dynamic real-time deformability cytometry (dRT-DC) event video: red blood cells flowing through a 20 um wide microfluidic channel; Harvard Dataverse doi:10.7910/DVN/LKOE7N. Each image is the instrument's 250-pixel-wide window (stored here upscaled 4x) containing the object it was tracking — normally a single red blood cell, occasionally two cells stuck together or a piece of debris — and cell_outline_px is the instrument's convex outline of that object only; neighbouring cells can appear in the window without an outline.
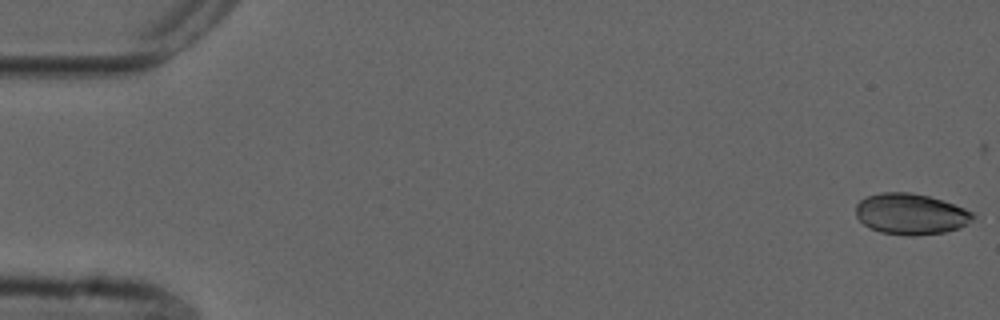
{"species": "common noctule bat (a hibernating species)", "species_latin": "Nyctalus noctula", "temperature_condition": "cold", "stored_images_in_passage": 19, "camera_frame_rate_fps": 3000, "um_per_image_px": 0.085, "animal": {"sex": "male", "forearm_length_mm": 52.5}, "frame": {"image": 1, "passage_image": 1, "time_ms": 0.0, "image_size_px": [1000, 320], "cell_outline_px": [[976, 216], [972, 220], [960, 228], [944, 232], [912, 236], [908, 236], [880, 232], [864, 224], [856, 216], [856, 204], [864, 196], [880, 192], [912, 192], [928, 196], [964, 208], [972, 212]], "centroid_in_image_um": [77.39, 18.18], "position_along_channel_um": 7.6, "area_um2": 27.98}}
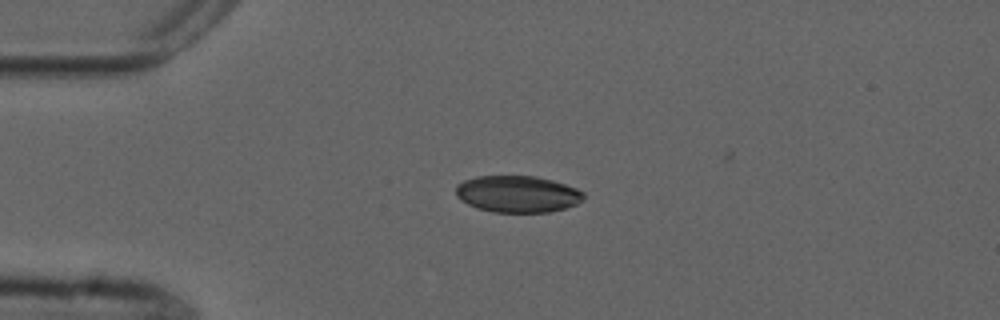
{"frame": {"image": 2, "passage_image": 13, "time_ms": 4.0, "image_size_px": [1000, 320], "cell_outline_px": [[584, 200], [576, 204], [564, 208], [548, 212], [492, 212], [468, 204], [460, 200], [456, 196], [456, 184], [464, 180], [476, 176], [536, 176], [552, 180], [576, 188], [584, 192]], "centroid_in_image_um": [43.98, 16.48], "position_along_channel_um": 41.0, "area_um2": 27.34}}
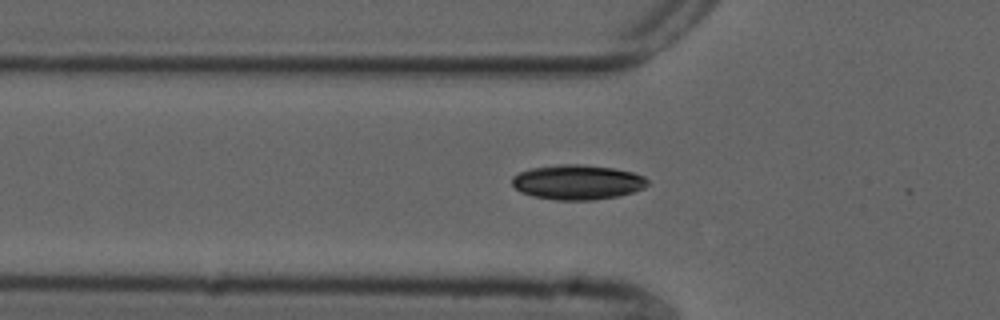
{"frame": {"image": 3, "passage_image": 18, "time_ms": 5.667, "image_size_px": [1000, 320], "cell_outline_px": [[648, 184], [644, 188], [620, 196], [592, 200], [556, 200], [532, 196], [520, 192], [512, 184], [512, 176], [528, 168], [560, 164], [584, 164], [612, 168], [632, 172], [644, 176], [648, 180]], "centroid_in_image_um": [49.07, 15.48], "position_along_channel_um": 76.7, "area_um2": 27.69}}